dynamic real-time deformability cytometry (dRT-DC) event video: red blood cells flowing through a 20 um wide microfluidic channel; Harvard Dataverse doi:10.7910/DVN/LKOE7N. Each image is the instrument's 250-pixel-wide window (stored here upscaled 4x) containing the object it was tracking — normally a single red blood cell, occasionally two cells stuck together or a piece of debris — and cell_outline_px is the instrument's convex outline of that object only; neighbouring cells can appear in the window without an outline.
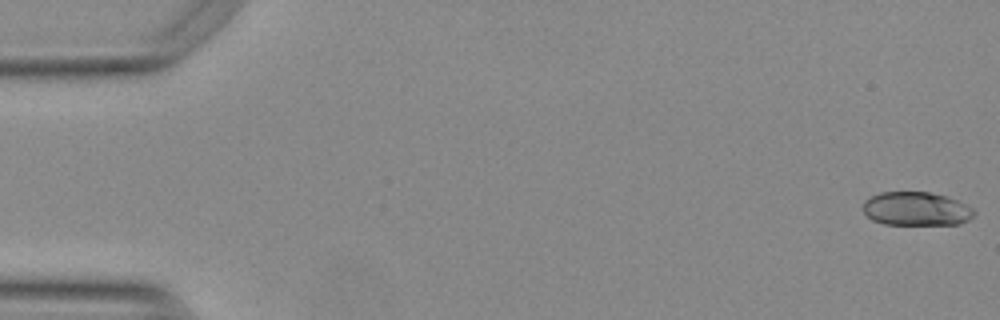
{"species": "Egyptian fruit bat (a non-hibernating species)", "species_latin": "Rousettus aegyptiacus", "temperature_condition": "warm", "stored_images_in_passage": 49, "camera_frame_rate_fps": 3000, "um_per_image_px": 0.085, "animal": {"sex": "female"}, "frame": {"image": 1, "passage_image": 1, "time_ms": 0.0, "image_size_px": [1000, 320], "cell_outline_px": [[976, 212], [968, 220], [956, 224], [884, 224], [872, 220], [864, 212], [864, 200], [868, 196], [880, 192], [928, 192], [948, 196], [972, 208]], "centroid_in_image_um": [77.85, 17.74], "position_along_channel_um": 7.2, "area_um2": 21.73}}
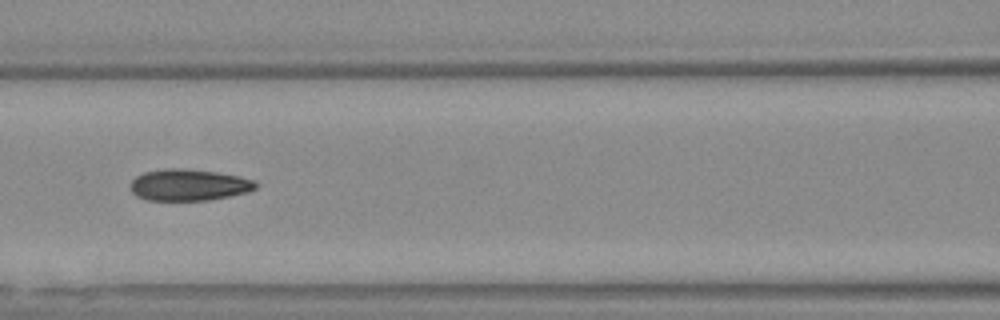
{"frame": {"image": 2, "passage_image": 24, "time_ms": 7.667, "image_size_px": [1000, 320], "cell_outline_px": [[256, 188], [244, 192], [228, 196], [208, 200], [148, 200], [136, 196], [132, 192], [132, 180], [136, 176], [144, 172], [164, 168], [180, 168], [216, 172], [240, 176], [252, 180], [256, 184]], "centroid_in_image_um": [16.0, 15.71], "position_along_channel_um": 150.6, "area_um2": 22.72}}
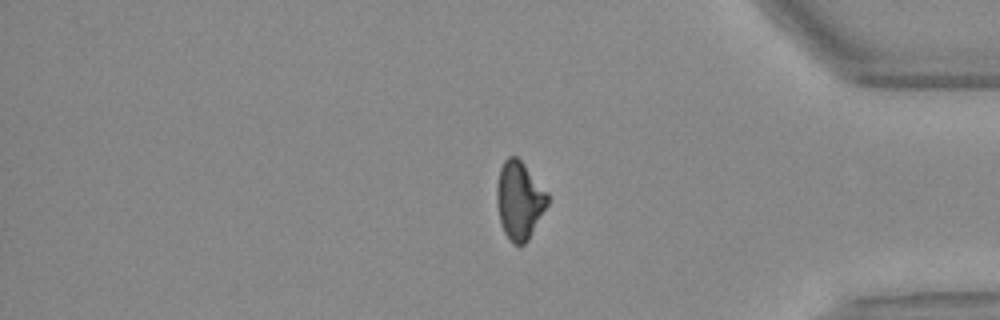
{"frame": {"image": 3, "passage_image": 45, "time_ms": 14.667, "image_size_px": [1000, 320], "cell_outline_px": [[548, 204], [528, 240], [524, 244], [512, 244], [504, 232], [500, 220], [496, 200], [496, 184], [500, 168], [504, 160], [508, 156], [516, 156], [524, 164], [548, 192]], "centroid_in_image_um": [44.14, 17.01], "position_along_channel_um": 391.1, "area_um2": 23.06}, "authors_computed_cell_mechanics": {"area_um2": 23.0622, "velocity_mm_per_s": 3.7814, "shape_relaxation_time_tau1_ms": 4.4311, "shape_relaxation_time_tau2_ms": 2.7237, "deformation_change_tau1": 0.1483, "deformation_change_tau2": 0.083}}